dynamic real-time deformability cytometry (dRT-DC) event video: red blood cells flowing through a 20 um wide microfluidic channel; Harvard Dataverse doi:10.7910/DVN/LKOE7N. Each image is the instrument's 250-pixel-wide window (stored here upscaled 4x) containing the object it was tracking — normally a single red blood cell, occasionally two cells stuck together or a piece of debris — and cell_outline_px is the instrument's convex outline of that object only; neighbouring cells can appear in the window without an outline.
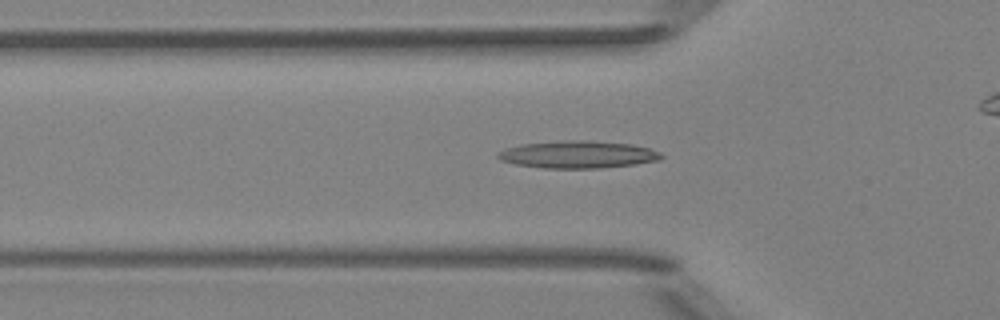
{"species": "Egyptian fruit bat (a non-hibernating species)", "species_latin": "Rousettus aegyptiacus", "temperature_condition": "room temperature", "stored_images_in_passage": 42, "camera_frame_rate_fps": 3000, "um_per_image_px": 0.085, "animal": {"sex": "female"}, "frame": {"image": 1, "passage_image": 17, "time_ms": 5.333, "image_size_px": [1000, 320], "cell_outline_px": [[664, 156], [660, 160], [636, 164], [600, 168], [544, 168], [516, 164], [500, 160], [496, 156], [504, 148], [520, 144], [564, 140], [592, 140], [632, 144], [648, 148], [660, 152]], "centroid_in_image_um": [49.13, 13.12], "position_along_channel_um": 76.7, "area_um2": 26.18}}
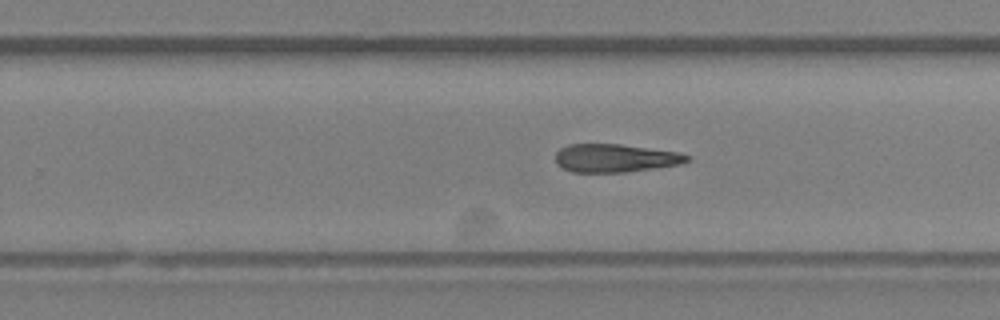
{"frame": {"image": 2, "passage_image": 32, "time_ms": 10.333, "image_size_px": [1000, 320], "cell_outline_px": [[692, 156], [688, 160], [680, 164], [624, 172], [572, 172], [556, 164], [556, 152], [560, 148], [568, 144], [620, 144], [680, 152]], "centroid_in_image_um": [52.29, 13.43], "position_along_channel_um": 277.5, "area_um2": 21.56}}
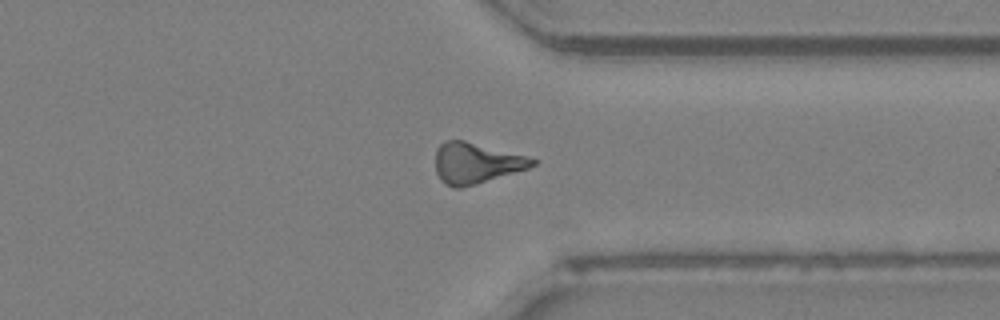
{"frame": {"image": 3, "passage_image": 39, "time_ms": 12.667, "image_size_px": [1000, 320], "cell_outline_px": [[536, 164], [528, 168], [460, 188], [452, 188], [444, 184], [440, 180], [436, 172], [436, 148], [444, 140], [464, 140], [524, 156], [536, 160]], "centroid_in_image_um": [40.39, 13.86], "position_along_channel_um": 371.0, "area_um2": 22.6}}